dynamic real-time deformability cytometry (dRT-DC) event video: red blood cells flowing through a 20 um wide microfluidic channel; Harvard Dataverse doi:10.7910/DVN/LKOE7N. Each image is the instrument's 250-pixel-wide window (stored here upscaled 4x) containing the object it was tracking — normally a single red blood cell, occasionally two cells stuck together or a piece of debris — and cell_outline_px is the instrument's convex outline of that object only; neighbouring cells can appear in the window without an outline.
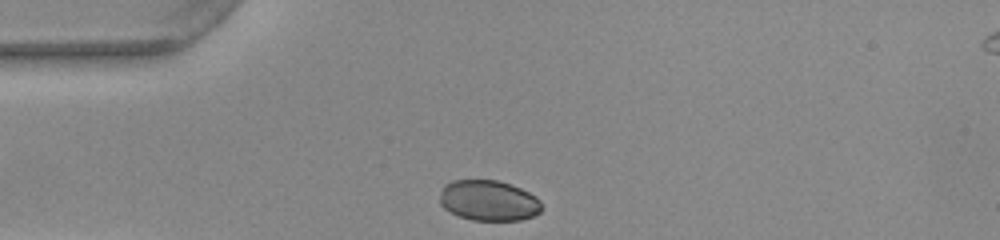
{"species": "common noctule bat (a hibernating species)", "species_latin": "Nyctalus noctula", "temperature_condition": "warm", "stored_images_in_passage": 28, "camera_frame_rate_fps": 3000, "um_per_image_px": 0.085, "animal": {"sex": "female", "body_mass_g": 22.0, "forearm_length_mm": 56.7}, "frame": {"image": 1, "passage_image": 1, "time_ms": 0.0, "image_size_px": [1000, 240], "cell_outline_px": [[544, 208], [540, 212], [532, 216], [520, 220], [472, 220], [460, 216], [444, 208], [440, 204], [440, 196], [444, 184], [452, 180], [496, 180], [520, 188], [536, 196], [540, 200]], "centroid_in_image_um": [41.55, 17.04], "position_along_channel_um": 43.5, "area_um2": 24.04}}
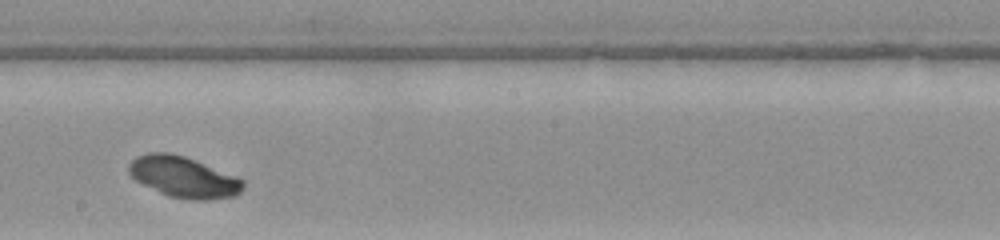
{"frame": {"image": 2, "passage_image": 17, "time_ms": 5.333, "image_size_px": [1000, 240], "cell_outline_px": [[244, 188], [236, 196], [208, 200], [188, 200], [168, 196], [136, 180], [128, 172], [128, 164], [136, 156], [148, 152], [168, 152], [184, 156], [236, 176], [244, 180]], "centroid_in_image_um": [15.61, 15.05], "position_along_channel_um": 232.6, "area_um2": 27.28}}
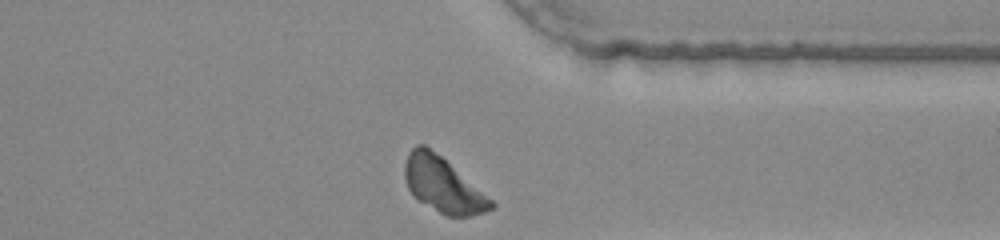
{"frame": {"image": 3, "passage_image": 28, "time_ms": 9.0, "image_size_px": [1000, 240], "cell_outline_px": [[496, 208], [484, 212], [468, 216], [448, 216], [440, 212], [412, 196], [408, 188], [404, 176], [404, 164], [408, 152], [416, 144], [424, 144], [440, 156], [492, 200], [496, 204]], "centroid_in_image_um": [37.62, 15.71], "position_along_channel_um": 373.8, "area_um2": 27.11}}